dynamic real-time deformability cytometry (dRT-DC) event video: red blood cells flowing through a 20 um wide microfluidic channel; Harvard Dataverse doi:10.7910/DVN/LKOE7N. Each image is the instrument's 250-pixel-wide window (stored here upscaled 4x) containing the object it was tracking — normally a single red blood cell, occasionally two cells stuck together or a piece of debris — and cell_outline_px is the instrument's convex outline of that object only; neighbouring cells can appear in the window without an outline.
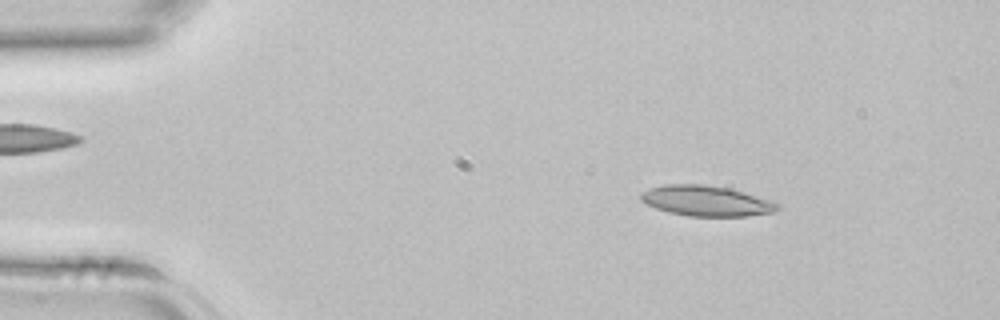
{"species": "common noctule bat (a hibernating species)", "species_latin": "Nyctalus noctula", "temperature_condition": "room temperature", "stored_images_in_passage": 38, "camera_frame_rate_fps": 3000, "um_per_image_px": 0.085, "animal": {"sex": "female", "body_mass_g": 22.7, "forearm_length_mm": 54.2}, "frame": {"image": 1, "passage_image": 2, "time_ms": 0.333, "image_size_px": [1000, 320], "cell_outline_px": [[780, 208], [772, 212], [748, 216], [688, 216], [668, 212], [656, 208], [640, 200], [640, 192], [648, 188], [664, 184], [704, 184], [728, 188], [744, 192], [772, 200], [780, 204]], "centroid_in_image_um": [60.02, 17.07], "position_along_channel_um": 25.0, "area_um2": 24.39}}
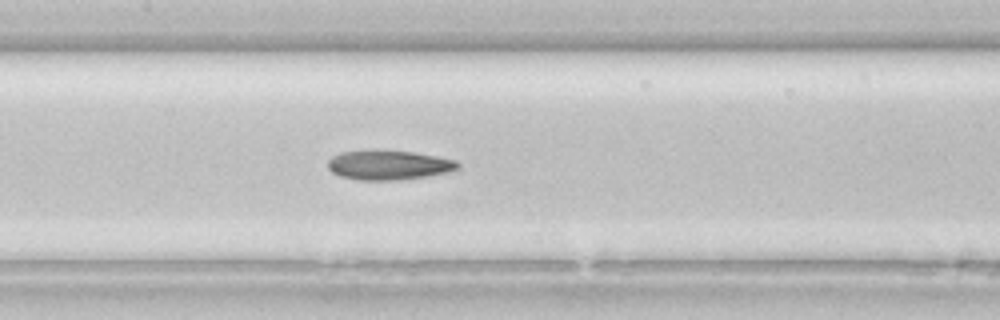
{"frame": {"image": 2, "passage_image": 16, "time_ms": 5.0, "image_size_px": [1000, 320], "cell_outline_px": [[460, 168], [448, 172], [428, 176], [400, 180], [356, 180], [340, 176], [332, 172], [328, 168], [328, 160], [332, 156], [340, 152], [372, 148], [376, 148], [412, 152], [436, 156], [456, 160], [460, 164]], "centroid_in_image_um": [33.01, 14.0], "position_along_channel_um": 174.4, "area_um2": 23.0}}
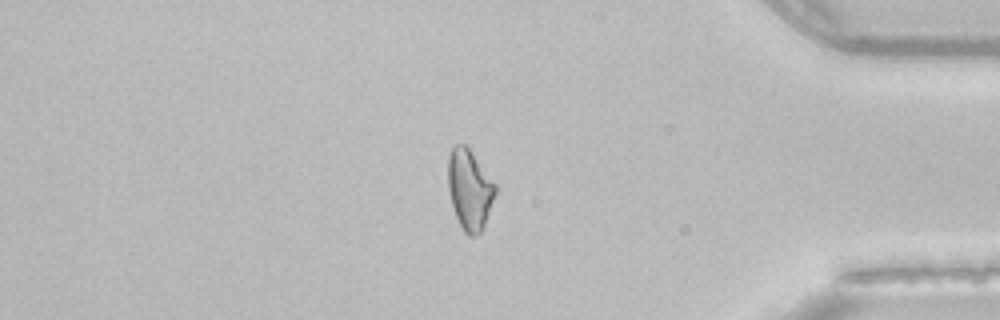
{"frame": {"image": 3, "passage_image": 32, "time_ms": 10.333, "image_size_px": [1000, 320], "cell_outline_px": [[496, 192], [484, 228], [476, 236], [468, 236], [464, 232], [456, 216], [452, 204], [448, 188], [448, 156], [452, 148], [456, 144], [468, 144], [496, 184]], "centroid_in_image_um": [39.93, 16.08], "position_along_channel_um": 395.3, "area_um2": 22.43}}